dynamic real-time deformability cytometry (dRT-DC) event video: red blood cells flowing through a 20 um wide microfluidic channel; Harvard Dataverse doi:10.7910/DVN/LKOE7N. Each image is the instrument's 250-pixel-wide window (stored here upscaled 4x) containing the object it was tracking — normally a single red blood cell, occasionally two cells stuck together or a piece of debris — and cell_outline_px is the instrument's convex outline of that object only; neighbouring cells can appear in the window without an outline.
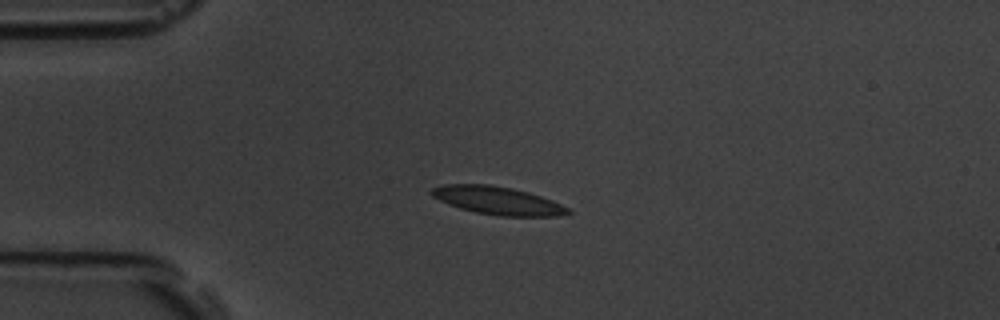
{"species": "common noctule bat (a hibernating species)", "species_latin": "Nyctalus noctula", "temperature_condition": "room temperature", "stored_images_in_passage": 4, "camera_frame_rate_fps": 3000, "um_per_image_px": 0.085, "animal": {"sex": "male", "body_mass_g": 19.5, "forearm_length_mm": 54.6}, "frame": {"image": 1, "passage_image": 3, "time_ms": 2.333, "image_size_px": [1000, 320], "cell_outline_px": [[572, 212], [556, 216], [496, 216], [476, 212], [460, 208], [448, 204], [432, 196], [428, 192], [432, 188], [444, 184], [488, 184], [512, 188], [528, 192], [552, 200], [568, 208]], "centroid_in_image_um": [42.26, 17.04], "position_along_channel_um": 42.7, "area_um2": 22.2}}